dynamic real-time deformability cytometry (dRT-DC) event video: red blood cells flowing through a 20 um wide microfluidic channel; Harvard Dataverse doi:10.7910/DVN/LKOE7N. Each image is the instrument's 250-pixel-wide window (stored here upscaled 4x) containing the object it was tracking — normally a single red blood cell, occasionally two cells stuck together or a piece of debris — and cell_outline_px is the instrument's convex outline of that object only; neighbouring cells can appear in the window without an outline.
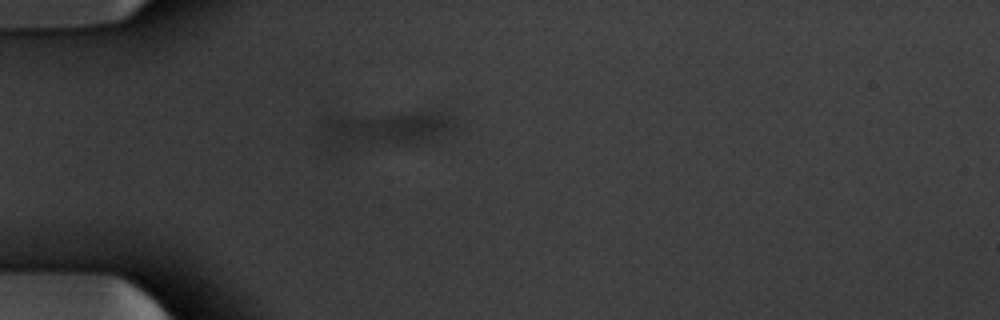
{"species": "common noctule bat (a hibernating species)", "species_latin": "Nyctalus noctula", "temperature_condition": "warm", "stored_images_in_passage": 54, "camera_frame_rate_fps": 3000, "um_per_image_px": 0.085, "animal": {"sex": "male", "body_mass_g": 20.1, "forearm_length_mm": 53.5}, "frame": {"image": 1, "passage_image": 16, "time_ms": 5.0, "image_size_px": [1000, 320], "cell_outline_px": [[460, 128], [432, 140], [416, 144], [348, 148], [324, 132], [316, 120], [328, 116], [456, 104]], "centroid_in_image_um": [33.29, 10.74], "position_along_channel_um": 51.7, "area_um2": 31.5}}
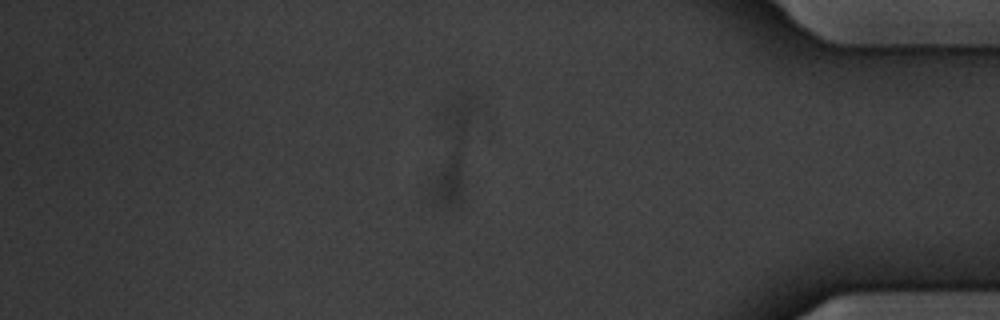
{"frame": {"image": 2, "passage_image": 46, "time_ms": 15.0, "image_size_px": [1000, 320], "cell_outline_px": [[476, 104], [460, 200], [456, 204], [444, 208], [432, 200], [432, 192], [440, 108], [444, 104], [460, 92], [476, 100]], "centroid_in_image_um": [38.47, 12.67], "position_along_channel_um": 396.7, "area_um2": 24.8}}